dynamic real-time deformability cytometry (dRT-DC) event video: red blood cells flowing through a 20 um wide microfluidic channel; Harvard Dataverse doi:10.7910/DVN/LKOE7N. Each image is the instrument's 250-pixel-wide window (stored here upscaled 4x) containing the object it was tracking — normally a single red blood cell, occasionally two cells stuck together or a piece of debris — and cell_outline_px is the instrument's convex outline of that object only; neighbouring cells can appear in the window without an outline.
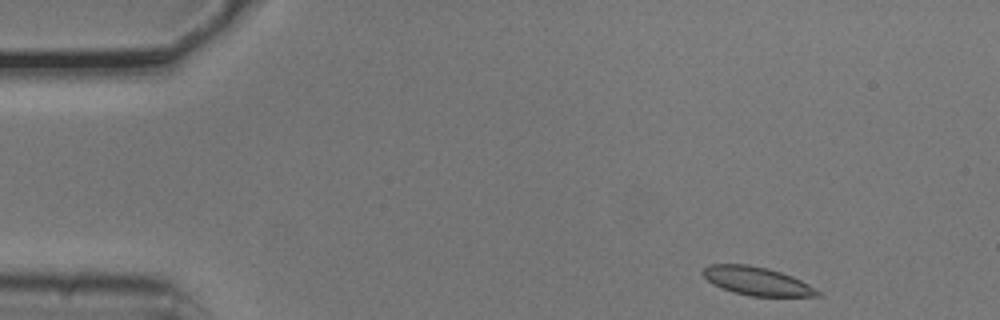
{"species": "common noctule bat (a hibernating species)", "species_latin": "Nyctalus noctula", "temperature_condition": "cold", "stored_images_in_passage": 3, "camera_frame_rate_fps": 3000, "um_per_image_px": 0.085, "animal": {"sex": "male", "body_mass_g": 20.5, "forearm_length_mm": 52.5}, "frame": {"image": 1, "passage_image": 1, "time_ms": 0.0, "image_size_px": [1000, 320], "cell_outline_px": [[824, 296], [752, 296], [732, 292], [712, 284], [700, 272], [708, 264], [748, 264], [768, 268], [792, 276], [816, 288]], "centroid_in_image_um": [64.32, 23.89], "position_along_channel_um": 20.7, "area_um2": 19.02}}